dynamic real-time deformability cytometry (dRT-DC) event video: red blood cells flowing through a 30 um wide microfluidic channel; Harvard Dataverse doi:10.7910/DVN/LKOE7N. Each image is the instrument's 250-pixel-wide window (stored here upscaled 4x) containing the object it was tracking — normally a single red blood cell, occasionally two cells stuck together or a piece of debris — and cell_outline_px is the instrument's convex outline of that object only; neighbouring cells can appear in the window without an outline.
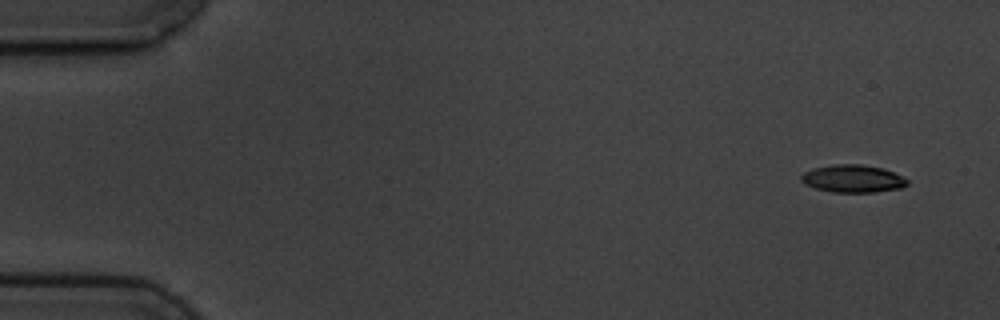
{"species": "common noctule bat (a hibernating species)", "species_latin": "Nyctalus noctula", "temperature_condition": "cold", "stored_images_in_passage": 4, "camera_frame_rate_fps": 3000, "um_per_image_px": 0.085, "animal": {"sex": "male", "body_mass_g": 19.5, "forearm_length_mm": 54.6}, "frame": {"image": 1, "passage_image": 1, "time_ms": 0.0, "image_size_px": [1000, 320], "cell_outline_px": [[908, 184], [904, 188], [876, 192], [832, 192], [816, 188], [804, 184], [800, 180], [800, 176], [804, 172], [812, 168], [832, 164], [860, 164], [884, 168], [908, 180]], "centroid_in_image_um": [72.48, 15.18], "position_along_channel_um": 12.5, "area_um2": 17.22}}